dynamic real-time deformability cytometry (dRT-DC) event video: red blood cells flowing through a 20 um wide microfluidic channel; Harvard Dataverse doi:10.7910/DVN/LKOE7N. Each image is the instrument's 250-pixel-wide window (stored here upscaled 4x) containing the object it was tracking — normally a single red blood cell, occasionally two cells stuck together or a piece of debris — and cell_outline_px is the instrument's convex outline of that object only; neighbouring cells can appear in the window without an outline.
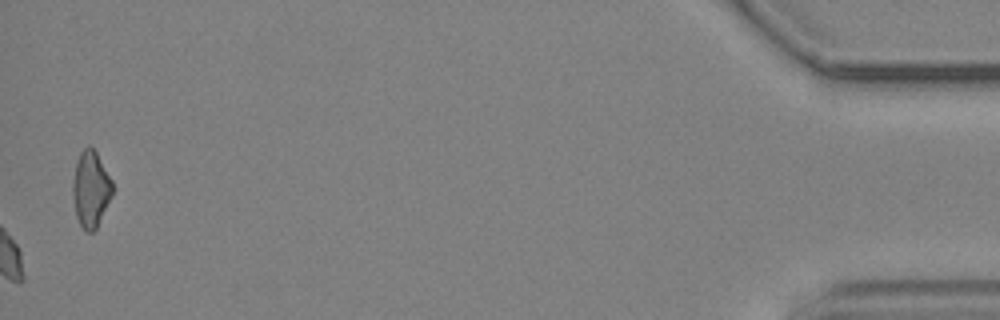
{"species": "common noctule bat (a hibernating species)", "species_latin": "Nyctalus noctula", "temperature_condition": "cold", "stored_images_in_passage": 42, "camera_frame_rate_fps": 3000, "um_per_image_px": 0.085, "animal": {"sex": "male", "body_mass_g": 19.2, "forearm_length_mm": 51.8}, "frame": {"image": 1, "passage_image": 42, "time_ms": 13.667, "image_size_px": [1000, 320], "cell_outline_px": [[112, 196], [96, 228], [92, 232], [84, 232], [76, 216], [72, 196], [72, 184], [76, 164], [80, 152], [88, 144], [96, 152], [112, 180]], "centroid_in_image_um": [7.7, 16.09], "position_along_channel_um": 427.5, "area_um2": 17.57}, "authors_computed_cell_mechanics": {"area_um2": 17.629, "velocity_mm_per_s": 3.6612, "shape_relaxation_time_tau1_ms": 4.531, "shape_relaxation_time_tau2_ms": null, "deformation_change_tau1": 0.1075, "deformation_change_tau2": null}}